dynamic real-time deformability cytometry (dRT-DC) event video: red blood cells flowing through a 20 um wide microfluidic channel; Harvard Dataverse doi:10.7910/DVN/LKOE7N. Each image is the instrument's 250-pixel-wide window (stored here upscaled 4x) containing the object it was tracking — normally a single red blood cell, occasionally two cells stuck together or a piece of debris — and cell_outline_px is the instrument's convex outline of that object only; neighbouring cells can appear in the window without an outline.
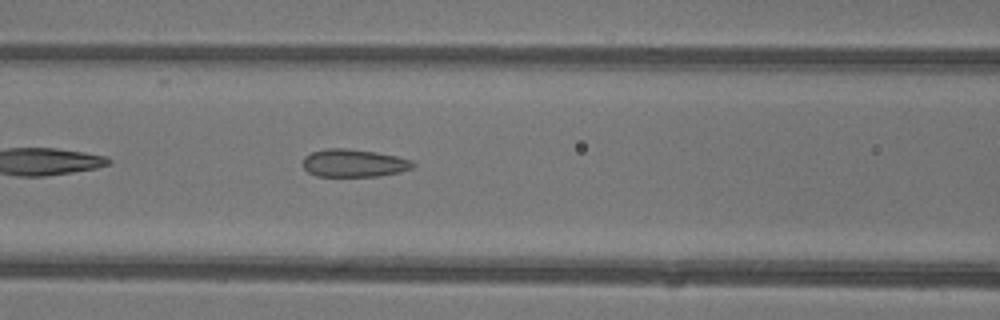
{"species": "common noctule bat (a hibernating species)", "species_latin": "Nyctalus noctula", "temperature_condition": "warm", "stored_images_in_passage": 33, "camera_frame_rate_fps": 3000, "um_per_image_px": 0.085, "animal": {"sex": "female"}, "frame": {"image": 1, "passage_image": 9, "time_ms": 2.667, "image_size_px": [1000, 320], "cell_outline_px": [[416, 164], [412, 168], [400, 172], [380, 176], [316, 176], [308, 172], [304, 168], [304, 156], [312, 152], [324, 148], [348, 148], [376, 152], [396, 156], [412, 160]], "centroid_in_image_um": [30.09, 13.86], "position_along_channel_um": 136.5, "area_um2": 17.92}}
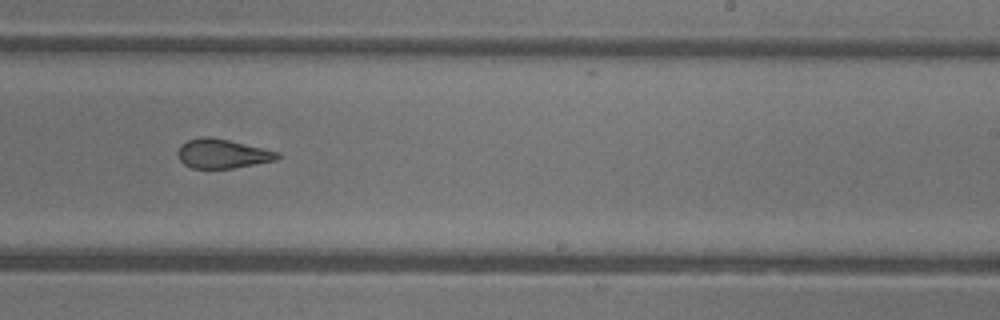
{"frame": {"image": 2, "passage_image": 18, "time_ms": 5.667, "image_size_px": [1000, 320], "cell_outline_px": [[284, 156], [276, 160], [232, 168], [192, 168], [184, 164], [180, 160], [176, 152], [180, 144], [188, 140], [200, 136], [208, 136], [228, 140], [280, 152]], "centroid_in_image_um": [18.9, 13.05], "position_along_channel_um": 270.1, "area_um2": 17.05}}
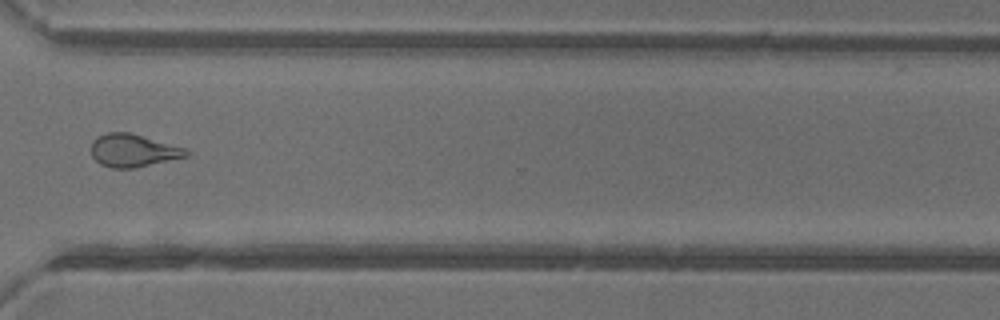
{"frame": {"image": 3, "passage_image": 24, "time_ms": 7.667, "image_size_px": [1000, 320], "cell_outline_px": [[192, 152], [188, 156], [132, 168], [112, 168], [100, 164], [92, 156], [92, 140], [96, 136], [108, 132], [128, 132], [188, 148]], "centroid_in_image_um": [11.34, 12.78], "position_along_channel_um": 359.3, "area_um2": 18.21}, "authors_computed_cell_mechanics": {"area_um2": 18.1492, "velocity_mm_per_s": 4.4656, "shape_relaxation_time_tau1_ms": null, "shape_relaxation_time_tau2_ms": 1.1367, "deformation_change_tau1": null, "deformation_change_tau2": 0.1061}}